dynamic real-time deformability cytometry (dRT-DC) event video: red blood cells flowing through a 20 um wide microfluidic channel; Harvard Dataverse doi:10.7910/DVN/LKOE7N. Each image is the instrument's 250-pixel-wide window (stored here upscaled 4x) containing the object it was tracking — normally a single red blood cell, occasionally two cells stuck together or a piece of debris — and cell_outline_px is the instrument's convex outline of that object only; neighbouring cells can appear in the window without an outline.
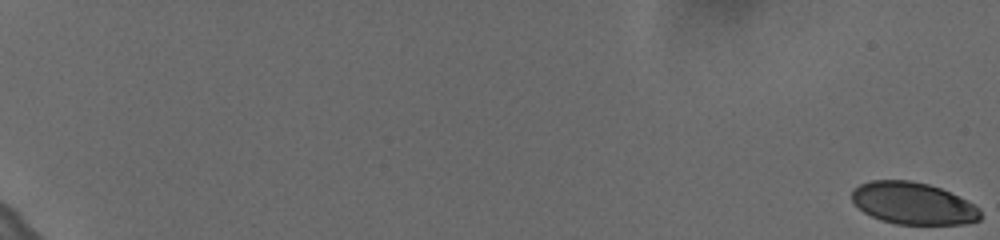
{"species": "human", "species_latin": "Homo sapiens", "temperature_condition": "cold", "stored_images_in_passage": 41, "camera_frame_rate_fps": 3000, "um_per_image_px": 0.085, "donor": {"sex": "female"}, "frame": {"image": 1, "passage_image": 1, "time_ms": 0.0, "image_size_px": [1000, 240], "cell_outline_px": [[980, 220], [964, 224], [896, 224], [880, 220], [864, 212], [852, 200], [852, 188], [860, 184], [872, 180], [908, 180], [928, 184], [940, 188], [980, 208]], "centroid_in_image_um": [77.58, 17.29], "position_along_channel_um": 7.4, "area_um2": 31.21}}
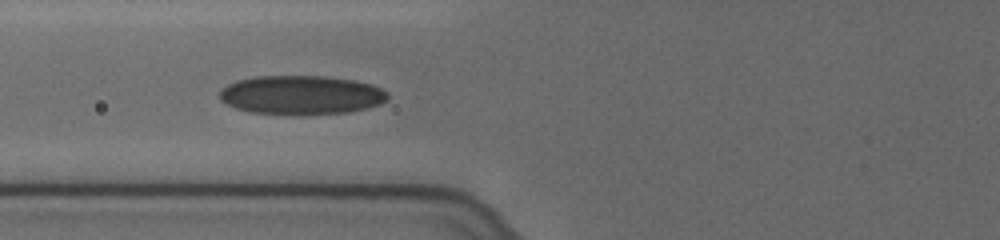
{"frame": {"image": 2, "passage_image": 21, "time_ms": 6.667, "image_size_px": [1000, 240], "cell_outline_px": [[388, 100], [380, 104], [348, 112], [248, 112], [236, 108], [220, 100], [220, 88], [236, 80], [256, 76], [328, 76], [356, 80], [380, 88], [388, 96]], "centroid_in_image_um": [25.57, 8.02], "position_along_channel_um": 100.2, "area_um2": 37.17}}
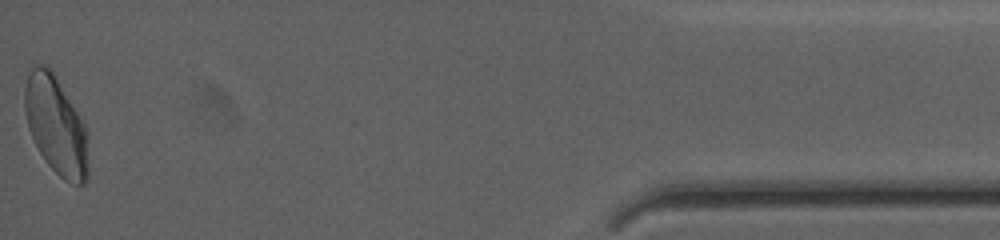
{"frame": {"image": 3, "passage_image": 41, "time_ms": 13.333, "image_size_px": [1000, 240], "cell_outline_px": [[88, 180], [84, 184], [76, 184], [64, 180], [48, 164], [40, 152], [28, 128], [24, 108], [24, 88], [28, 76], [32, 68], [36, 64], [44, 64], [52, 72], [72, 104], [84, 124], [88, 132]], "centroid_in_image_um": [4.77, 10.7], "position_along_channel_um": 430.4, "area_um2": 35.95}}